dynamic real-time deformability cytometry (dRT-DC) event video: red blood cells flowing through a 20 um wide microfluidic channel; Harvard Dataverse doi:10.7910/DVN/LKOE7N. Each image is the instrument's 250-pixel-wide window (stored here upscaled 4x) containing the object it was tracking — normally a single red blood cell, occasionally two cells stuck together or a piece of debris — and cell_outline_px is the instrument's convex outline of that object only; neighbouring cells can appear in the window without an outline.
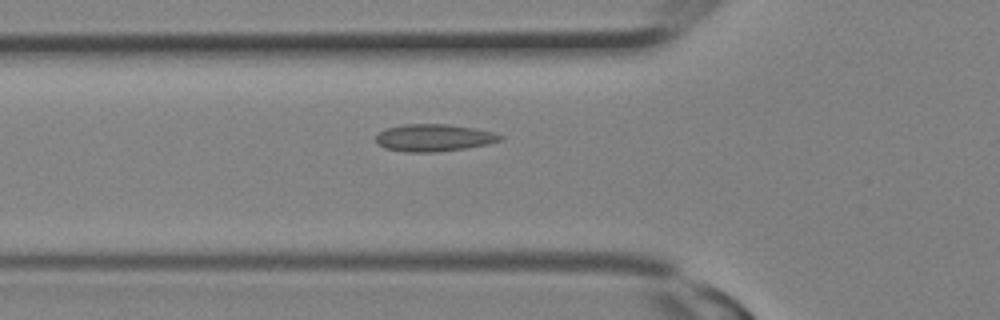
{"species": "Egyptian fruit bat (a non-hibernating species)", "species_latin": "Rousettus aegyptiacus", "temperature_condition": "room temperature", "stored_images_in_passage": 22, "camera_frame_rate_fps": 3000, "um_per_image_px": 0.085, "animal": {"sex": "female"}, "frame": {"image": 1, "passage_image": 3, "time_ms": 0.667, "image_size_px": [1000, 320], "cell_outline_px": [[504, 136], [500, 140], [488, 144], [464, 148], [432, 152], [404, 152], [384, 148], [376, 144], [376, 136], [384, 128], [404, 124], [448, 124], [476, 128], [492, 132]], "centroid_in_image_um": [36.83, 11.7], "position_along_channel_um": 89.0, "area_um2": 19.77}}
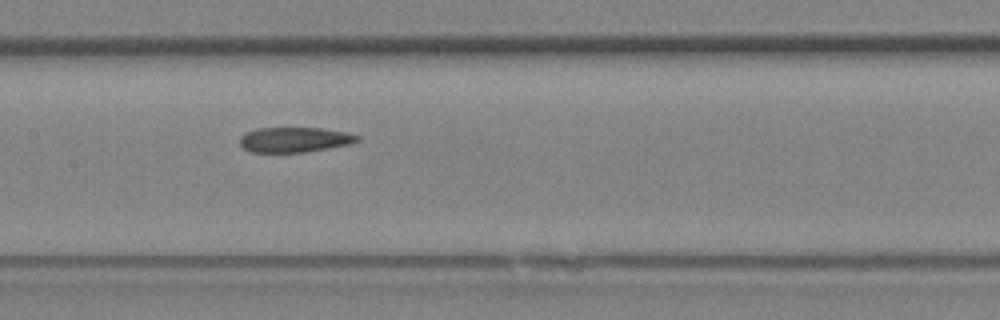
{"frame": {"image": 2, "passage_image": 7, "time_ms": 2.0, "image_size_px": [1000, 320], "cell_outline_px": [[360, 140], [348, 144], [304, 152], [248, 152], [240, 144], [240, 136], [256, 128], [320, 128], [344, 132], [360, 136]], "centroid_in_image_um": [25.0, 11.87], "position_along_channel_um": 182.4, "area_um2": 16.94}}
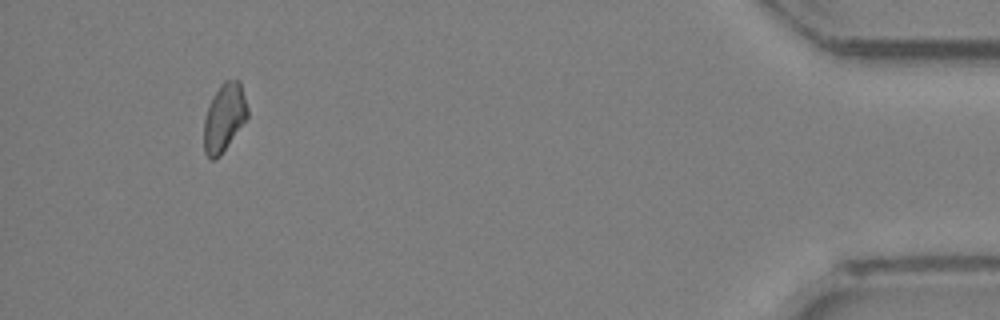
{"frame": {"image": 3, "passage_image": 20, "time_ms": 6.333, "image_size_px": [1000, 320], "cell_outline_px": [[248, 116], [220, 156], [216, 160], [212, 160], [204, 152], [204, 116], [208, 104], [212, 96], [220, 84], [224, 80], [240, 80], [248, 108]], "centroid_in_image_um": [19.04, 9.97], "position_along_channel_um": 416.2, "area_um2": 17.4}}